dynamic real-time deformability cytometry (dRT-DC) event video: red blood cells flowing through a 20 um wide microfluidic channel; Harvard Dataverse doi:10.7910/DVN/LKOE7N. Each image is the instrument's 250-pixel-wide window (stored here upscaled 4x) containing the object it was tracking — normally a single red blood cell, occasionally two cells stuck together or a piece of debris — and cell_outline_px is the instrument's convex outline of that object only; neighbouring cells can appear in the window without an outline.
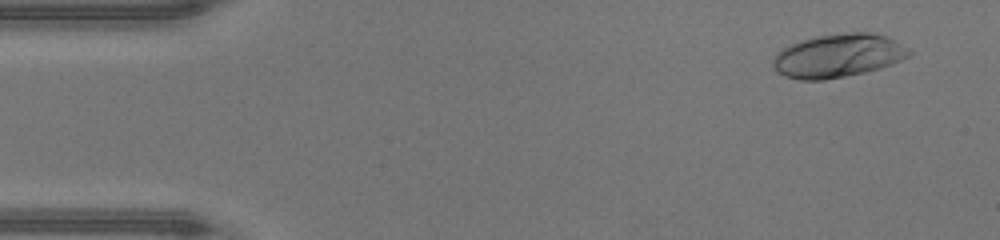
{"species": "human", "species_latin": "Homo sapiens", "temperature_condition": "warm", "stored_images_in_passage": 46, "camera_frame_rate_fps": 3000, "um_per_image_px": 0.085, "donor": {"sex": "male"}, "frame": {"image": 1, "passage_image": 3, "time_ms": 0.667, "image_size_px": [1000, 240], "cell_outline_px": [[912, 52], [908, 56], [892, 64], [880, 68], [864, 72], [824, 80], [800, 80], [784, 76], [776, 72], [772, 64], [772, 60], [776, 52], [800, 40], [816, 36], [848, 32], [872, 32], [888, 36], [908, 48]], "centroid_in_image_um": [71.22, 4.73], "position_along_channel_um": 13.8, "area_um2": 34.56}}
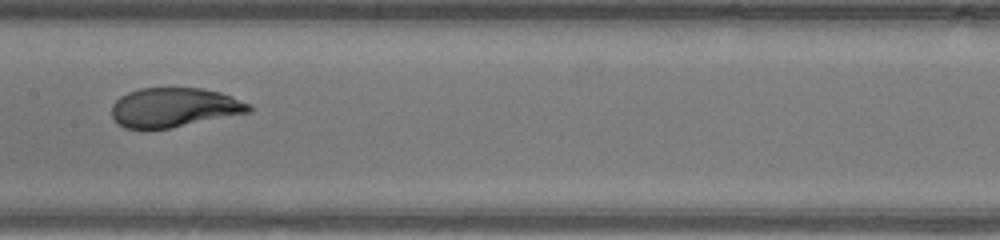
{"frame": {"image": 2, "passage_image": 23, "time_ms": 7.333, "image_size_px": [1000, 240], "cell_outline_px": [[252, 112], [168, 128], [124, 128], [112, 116], [112, 104], [120, 96], [128, 92], [140, 88], [200, 88], [220, 92], [232, 96], [252, 104]], "centroid_in_image_um": [14.84, 9.12], "position_along_channel_um": 192.6, "area_um2": 31.33}}
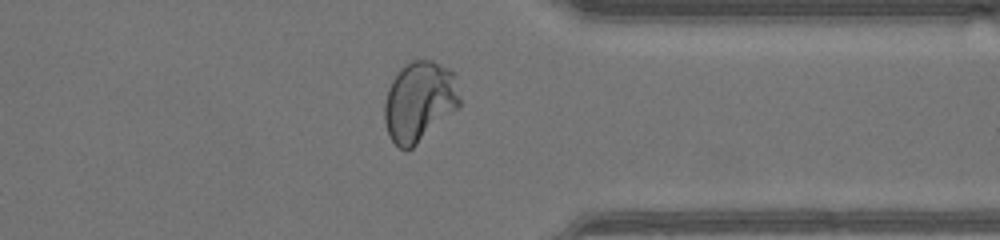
{"frame": {"image": 3, "passage_image": 36, "time_ms": 11.667, "image_size_px": [1000, 240], "cell_outline_px": [[460, 104], [456, 108], [412, 148], [400, 148], [392, 140], [388, 132], [384, 120], [384, 104], [388, 88], [392, 80], [400, 68], [412, 60], [432, 60], [448, 68], [452, 72], [460, 96]], "centroid_in_image_um": [35.61, 8.59], "position_along_channel_um": 375.8, "area_um2": 34.51}, "authors_computed_cell_mechanics": {"area_um2": 32.6859, "velocity_mm_per_s": 4.3741, "shape_relaxation_time_tau1_ms": 3.6786, "shape_relaxation_time_tau2_ms": null, "deformation_change_tau1": 0.2313, "deformation_change_tau2": null}}